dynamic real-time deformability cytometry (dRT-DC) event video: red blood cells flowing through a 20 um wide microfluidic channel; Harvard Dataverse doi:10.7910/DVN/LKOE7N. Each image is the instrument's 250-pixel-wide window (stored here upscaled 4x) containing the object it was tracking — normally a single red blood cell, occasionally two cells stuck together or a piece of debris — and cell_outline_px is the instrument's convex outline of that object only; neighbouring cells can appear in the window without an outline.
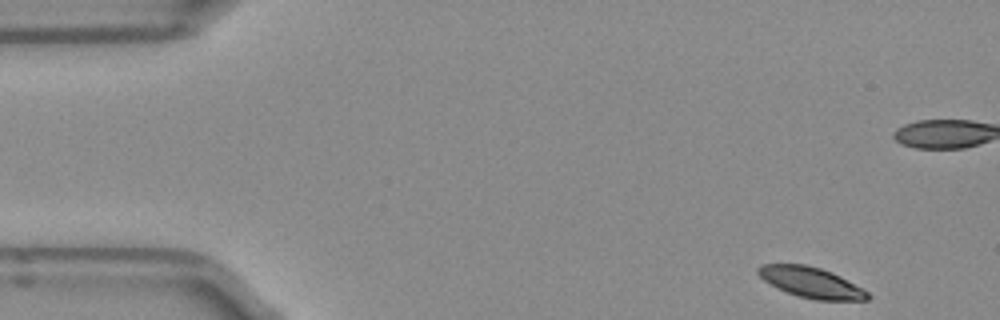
{"species": "Egyptian fruit bat (a non-hibernating species)", "species_latin": "Rousettus aegyptiacus", "temperature_condition": "room temperature", "stored_images_in_passage": 50, "camera_frame_rate_fps": 3000, "um_per_image_px": 0.085, "frame": {"image": 1, "passage_image": 1, "time_ms": 0.0, "image_size_px": [1000, 320], "cell_outline_px": [[872, 296], [868, 300], [816, 300], [800, 296], [788, 292], [764, 280], [756, 272], [756, 268], [760, 264], [804, 264], [820, 268], [832, 272], [864, 288]], "centroid_in_image_um": [68.99, 24.0], "position_along_channel_um": 16.0, "area_um2": 19.42}}
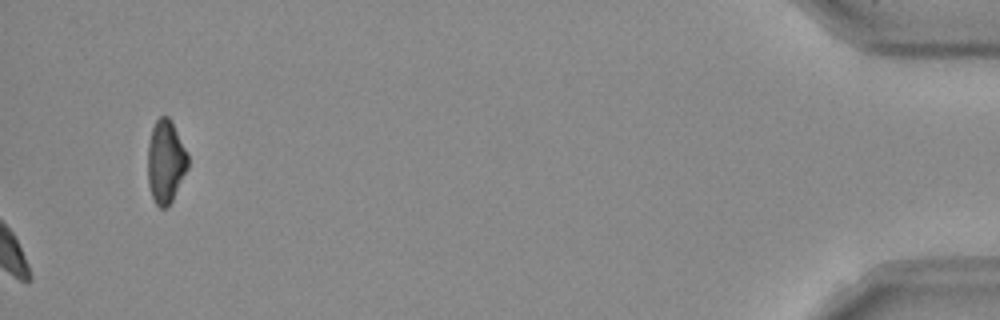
{"frame": {"image": 2, "passage_image": 50, "time_ms": 16.333, "image_size_px": [1000, 320], "cell_outline_px": [[188, 168], [172, 200], [164, 208], [160, 208], [156, 204], [152, 196], [148, 184], [148, 144], [152, 128], [156, 120], [160, 116], [168, 116], [188, 156]], "centroid_in_image_um": [14.06, 13.75], "position_along_channel_um": 421.1, "area_um2": 19.02}, "authors_computed_cell_mechanics": {"area_um2": 21.1548, "velocity_mm_per_s": 3.8796, "shape_relaxation_time_tau1_ms": 1.6545, "shape_relaxation_time_tau2_ms": null, "deformation_change_tau1": 0.0795, "deformation_change_tau2": null}}